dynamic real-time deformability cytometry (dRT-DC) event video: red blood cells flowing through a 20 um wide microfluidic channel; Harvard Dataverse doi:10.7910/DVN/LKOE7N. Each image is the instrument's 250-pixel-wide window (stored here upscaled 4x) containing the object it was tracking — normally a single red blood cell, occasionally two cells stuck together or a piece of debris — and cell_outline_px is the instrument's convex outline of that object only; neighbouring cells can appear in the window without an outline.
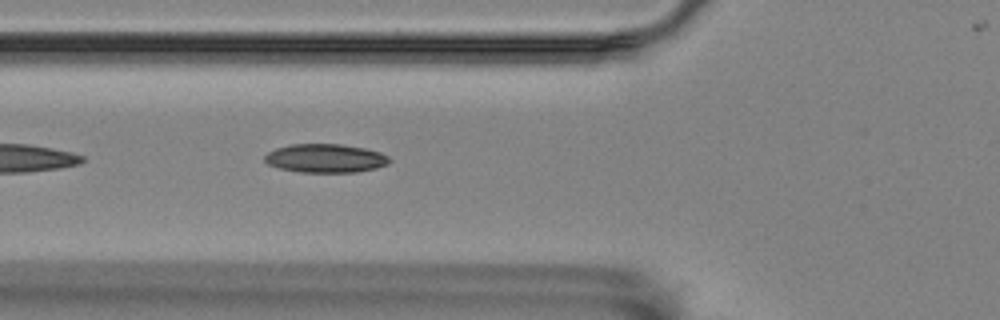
{"species": "Egyptian fruit bat (a non-hibernating species)", "species_latin": "Rousettus aegyptiacus", "temperature_condition": "room temperature", "stored_images_in_passage": 9, "camera_frame_rate_fps": 3000, "um_per_image_px": 0.085, "animal": {"sex": "female"}, "frame": {"image": 1, "passage_image": 6, "time_ms": 1.667, "image_size_px": [1000, 320], "cell_outline_px": [[392, 160], [388, 164], [376, 168], [356, 172], [300, 172], [280, 168], [268, 164], [264, 160], [264, 156], [268, 152], [276, 148], [292, 144], [340, 144], [364, 148], [380, 152], [388, 156]], "centroid_in_image_um": [27.68, 13.45], "position_along_channel_um": 98.1, "area_um2": 20.81}}